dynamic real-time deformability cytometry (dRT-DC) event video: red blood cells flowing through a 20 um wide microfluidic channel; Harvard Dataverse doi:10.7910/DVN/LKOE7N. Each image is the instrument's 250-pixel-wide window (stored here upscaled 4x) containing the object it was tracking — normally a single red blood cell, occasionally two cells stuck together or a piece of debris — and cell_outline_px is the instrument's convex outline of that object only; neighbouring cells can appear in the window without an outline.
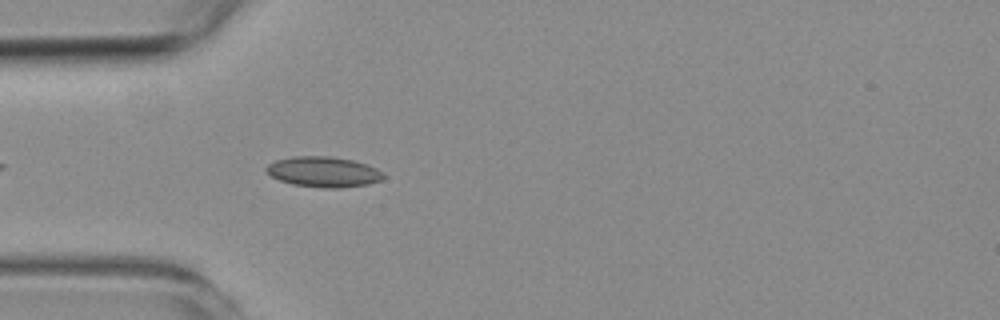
{"species": "common noctule bat (a hibernating species)", "species_latin": "Nyctalus noctula", "temperature_condition": "room temperature", "stored_images_in_passage": 13, "camera_frame_rate_fps": 3000, "um_per_image_px": 0.085, "animal": {"sex": "female", "body_mass_g": 19.3, "forearm_length_mm": 54.1}, "frame": {"image": 1, "passage_image": 4, "time_ms": 1.0, "image_size_px": [1000, 320], "cell_outline_px": [[384, 176], [380, 180], [368, 184], [340, 188], [324, 188], [292, 184], [280, 180], [272, 176], [264, 168], [268, 164], [276, 160], [292, 156], [332, 156], [352, 160], [376, 168], [384, 172]], "centroid_in_image_um": [27.49, 14.6], "position_along_channel_um": 57.5, "area_um2": 20.69}}
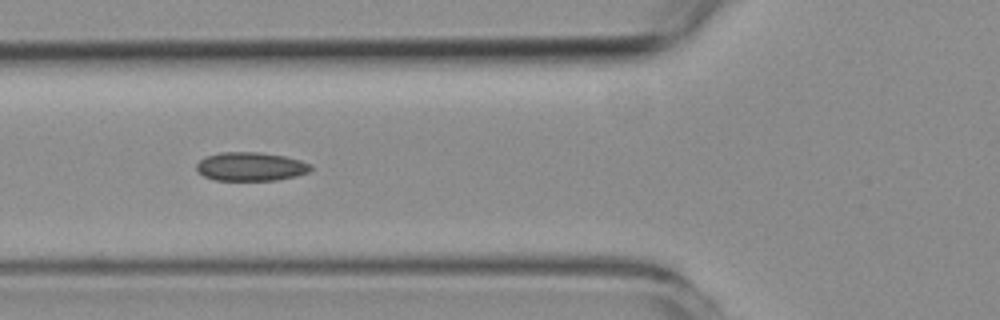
{"frame": {"image": 2, "passage_image": 8, "time_ms": 2.333, "image_size_px": [1000, 320], "cell_outline_px": [[312, 168], [308, 172], [296, 176], [276, 180], [216, 180], [204, 176], [196, 172], [196, 164], [200, 160], [208, 156], [220, 152], [260, 152], [284, 156], [300, 160], [312, 164]], "centroid_in_image_um": [21.31, 14.16], "position_along_channel_um": 104.5, "area_um2": 19.13}}